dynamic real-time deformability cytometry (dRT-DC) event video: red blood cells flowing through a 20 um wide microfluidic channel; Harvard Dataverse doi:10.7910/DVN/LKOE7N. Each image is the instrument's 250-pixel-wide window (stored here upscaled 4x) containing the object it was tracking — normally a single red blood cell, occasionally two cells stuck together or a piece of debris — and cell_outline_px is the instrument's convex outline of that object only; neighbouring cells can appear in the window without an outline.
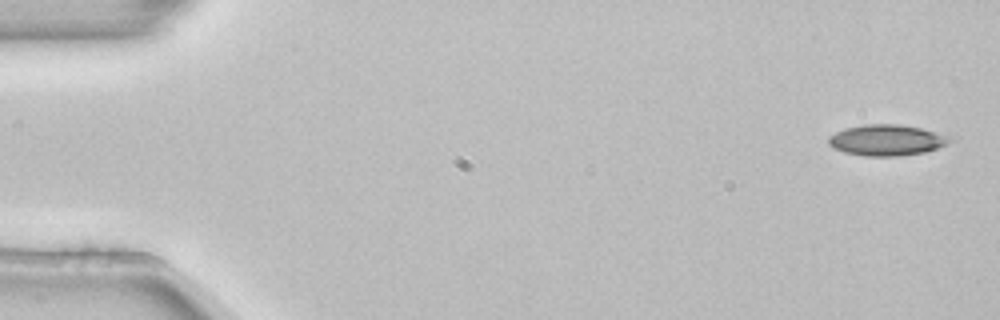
{"species": "common noctule bat (a hibernating species)", "species_latin": "Nyctalus noctula", "temperature_condition": "room temperature", "stored_images_in_passage": 5, "camera_frame_rate_fps": 3000, "um_per_image_px": 0.085, "animal": {"sex": "female", "body_mass_g": 22.7, "forearm_length_mm": 54.2}, "frame": {"image": 1, "passage_image": 1, "time_ms": 0.0, "image_size_px": [1000, 320], "cell_outline_px": [[952, 140], [948, 144], [924, 152], [900, 156], [864, 156], [844, 152], [832, 148], [828, 144], [828, 136], [844, 128], [864, 124], [900, 124], [920, 128], [952, 136]], "centroid_in_image_um": [75.35, 11.91], "position_along_channel_um": 9.7, "area_um2": 22.08}}
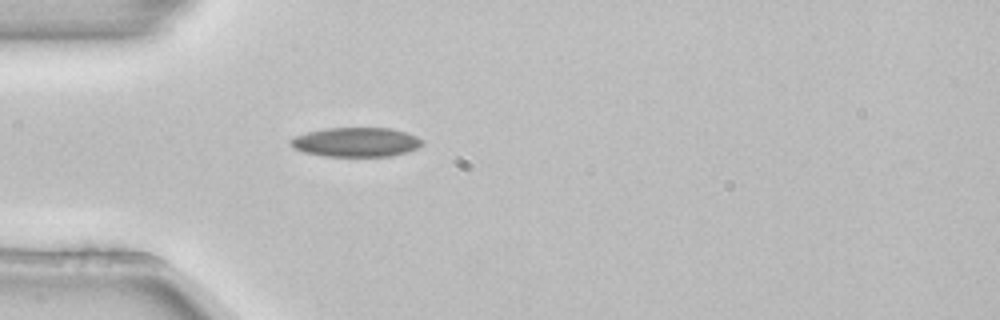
{"frame": {"image": 2, "passage_image": 5, "time_ms": 1.333, "image_size_px": [1000, 320], "cell_outline_px": [[424, 144], [408, 152], [392, 156], [324, 156], [304, 152], [292, 148], [288, 140], [296, 136], [308, 132], [328, 128], [392, 128], [408, 132], [424, 140]], "centroid_in_image_um": [30.29, 12.08], "position_along_channel_um": 54.7, "area_um2": 22.66}}